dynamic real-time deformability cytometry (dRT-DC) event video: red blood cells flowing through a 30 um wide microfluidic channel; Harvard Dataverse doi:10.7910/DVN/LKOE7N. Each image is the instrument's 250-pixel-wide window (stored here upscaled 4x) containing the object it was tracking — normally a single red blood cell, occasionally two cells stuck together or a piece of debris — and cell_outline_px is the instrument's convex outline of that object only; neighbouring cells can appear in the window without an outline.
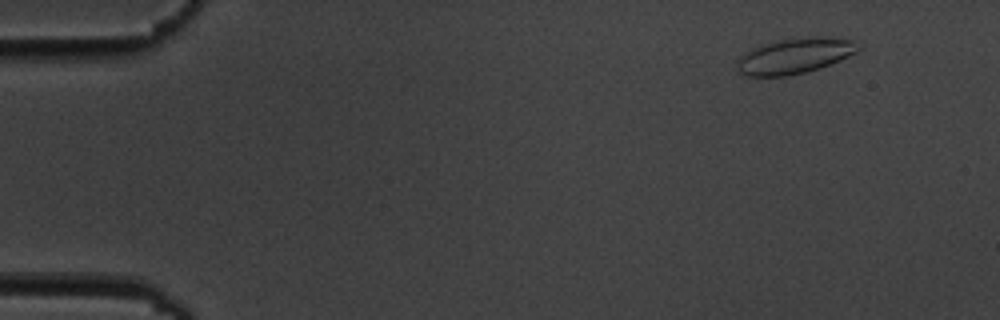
{"species": "common noctule bat (a hibernating species)", "species_latin": "Nyctalus noctula", "temperature_condition": "cold", "stored_images_in_passage": 9, "camera_frame_rate_fps": 3000, "um_per_image_px": 0.085, "animal": {"sex": "male", "body_mass_g": 19.5, "forearm_length_mm": 54.6}, "frame": {"image": 1, "passage_image": 2, "time_ms": 1.333, "image_size_px": [1000, 320], "cell_outline_px": [[864, 44], [856, 52], [840, 60], [820, 68], [788, 76], [748, 76], [740, 72], [736, 68], [736, 64], [740, 56], [744, 52], [760, 44], [780, 40], [804, 36], [816, 36], [856, 40]], "centroid_in_image_um": [67.57, 4.73], "position_along_channel_um": 17.4, "area_um2": 25.37}}
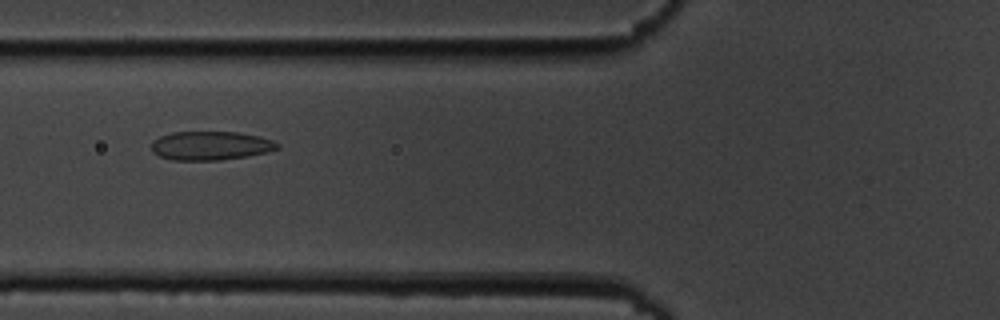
{"frame": {"image": 2, "passage_image": 7, "time_ms": 7.0, "image_size_px": [1000, 320], "cell_outline_px": [[280, 148], [268, 152], [248, 156], [220, 160], [172, 160], [160, 156], [152, 152], [152, 140], [160, 136], [172, 132], [236, 132], [260, 136], [272, 140], [280, 144]], "centroid_in_image_um": [17.92, 12.38], "position_along_channel_um": 107.9, "area_um2": 21.27}}
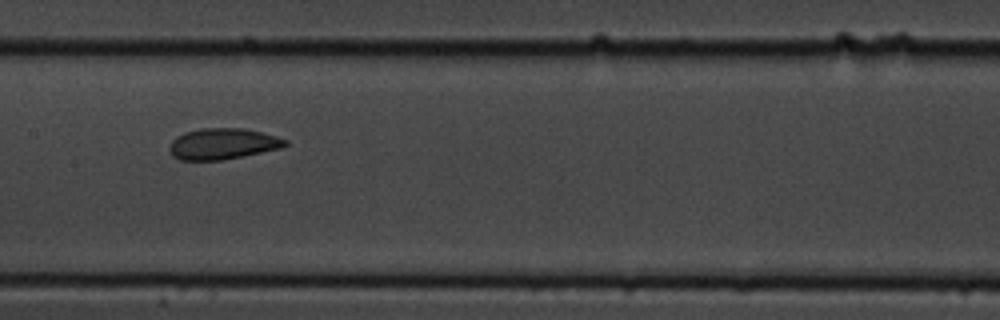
{"frame": {"image": 3, "passage_image": 9, "time_ms": 9.333, "image_size_px": [1000, 320], "cell_outline_px": [[288, 144], [280, 148], [220, 160], [180, 160], [172, 156], [168, 148], [172, 140], [176, 136], [184, 132], [200, 128], [244, 128], [276, 136], [288, 140]], "centroid_in_image_um": [18.88, 12.21], "position_along_channel_um": 188.5, "area_um2": 20.87}}